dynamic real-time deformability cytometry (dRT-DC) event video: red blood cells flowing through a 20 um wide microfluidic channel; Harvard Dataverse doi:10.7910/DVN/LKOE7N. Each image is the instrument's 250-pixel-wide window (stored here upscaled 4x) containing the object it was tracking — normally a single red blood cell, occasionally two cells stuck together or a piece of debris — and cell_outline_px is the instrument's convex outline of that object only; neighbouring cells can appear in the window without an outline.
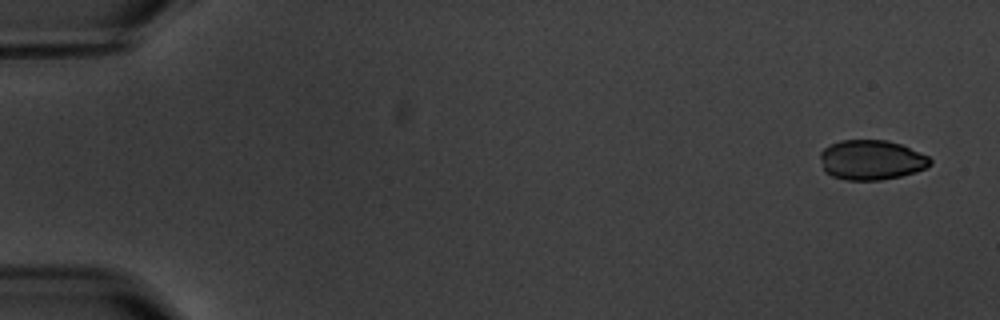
{"species": "common noctule bat (a hibernating species)", "species_latin": "Nyctalus noctula", "temperature_condition": "warm", "stored_images_in_passage": 6, "camera_frame_rate_fps": 3000, "um_per_image_px": 0.085, "animal": {"sex": "male", "body_mass_g": 20.1, "forearm_length_mm": 53.5}, "frame": {"image": 1, "passage_image": 1, "time_ms": 0.0, "image_size_px": [1000, 320], "cell_outline_px": [[932, 164], [928, 168], [900, 176], [880, 180], [848, 180], [832, 176], [824, 172], [820, 156], [820, 152], [824, 148], [840, 140], [888, 140], [900, 144], [928, 156], [932, 160]], "centroid_in_image_um": [74.07, 13.6], "position_along_channel_um": 10.9, "area_um2": 25.55}}